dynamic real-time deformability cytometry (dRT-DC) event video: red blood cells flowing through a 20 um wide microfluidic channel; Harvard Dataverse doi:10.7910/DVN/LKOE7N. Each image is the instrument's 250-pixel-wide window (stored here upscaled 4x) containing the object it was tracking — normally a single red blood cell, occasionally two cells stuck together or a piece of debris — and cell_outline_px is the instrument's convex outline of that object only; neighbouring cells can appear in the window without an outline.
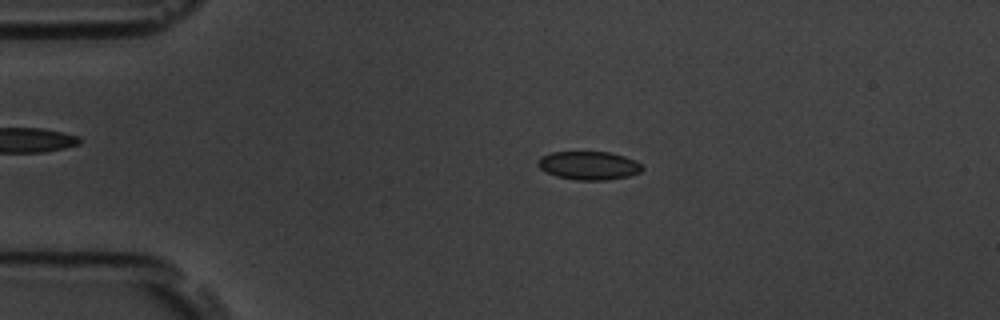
{"species": "common noctule bat (a hibernating species)", "species_latin": "Nyctalus noctula", "temperature_condition": "room temperature", "stored_images_in_passage": 45, "camera_frame_rate_fps": 3000, "um_per_image_px": 0.085, "animal": {"sex": "male", "body_mass_g": 19.5, "forearm_length_mm": 54.6}, "frame": {"image": 1, "passage_image": 1, "time_ms": 0.0, "image_size_px": [1000, 320], "cell_outline_px": [[644, 168], [640, 172], [628, 176], [604, 180], [576, 180], [556, 176], [540, 168], [536, 164], [536, 160], [540, 156], [552, 152], [608, 152], [624, 156], [640, 164]], "centroid_in_image_um": [50.0, 14.06], "position_along_channel_um": 35.0, "area_um2": 17.17}}
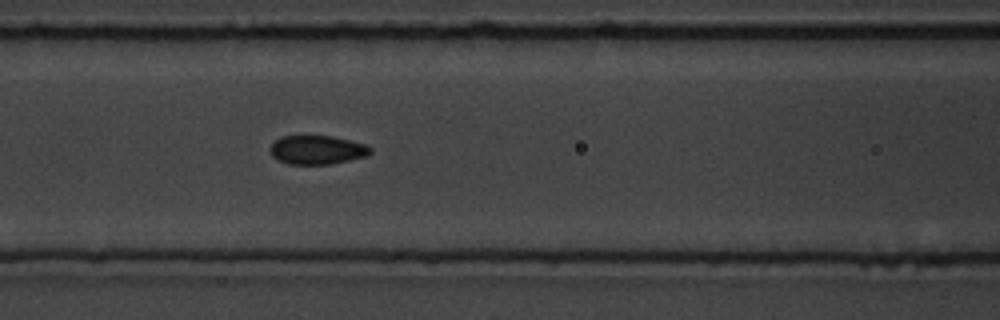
{"frame": {"image": 2, "passage_image": 13, "time_ms": 4.0, "image_size_px": [1000, 320], "cell_outline_px": [[372, 152], [368, 156], [332, 164], [288, 164], [272, 156], [268, 148], [276, 140], [284, 136], [332, 136], [364, 144], [372, 148]], "centroid_in_image_um": [26.97, 12.75], "position_along_channel_um": 139.6, "area_um2": 16.82}}
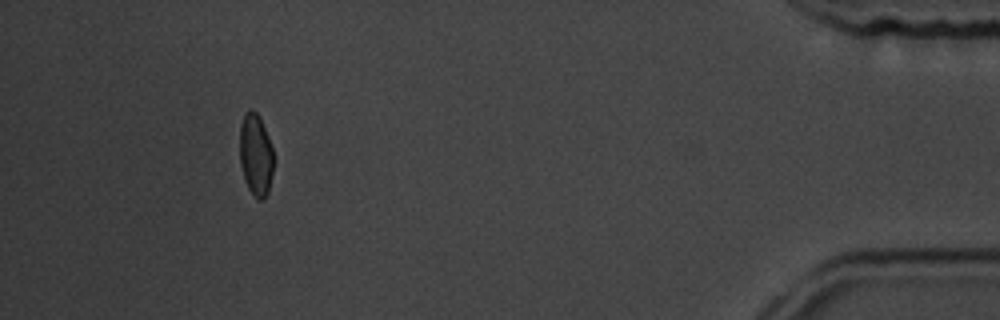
{"frame": {"image": 3, "passage_image": 41, "time_ms": 13.333, "image_size_px": [1000, 320], "cell_outline_px": [[272, 172], [268, 192], [264, 200], [256, 200], [248, 188], [244, 180], [240, 164], [240, 124], [244, 112], [248, 108], [252, 108], [260, 116], [272, 148]], "centroid_in_image_um": [21.71, 13.14], "position_along_channel_um": 413.5, "area_um2": 16.36}, "authors_computed_cell_mechanics": {"area_um2": 17.1088, "velocity_mm_per_s": 3.6272, "shape_relaxation_time_tau1_ms": 5.2463, "shape_relaxation_time_tau2_ms": 0.5144, "deformation_change_tau1": 0.0987, "deformation_change_tau2": 0.0471}}